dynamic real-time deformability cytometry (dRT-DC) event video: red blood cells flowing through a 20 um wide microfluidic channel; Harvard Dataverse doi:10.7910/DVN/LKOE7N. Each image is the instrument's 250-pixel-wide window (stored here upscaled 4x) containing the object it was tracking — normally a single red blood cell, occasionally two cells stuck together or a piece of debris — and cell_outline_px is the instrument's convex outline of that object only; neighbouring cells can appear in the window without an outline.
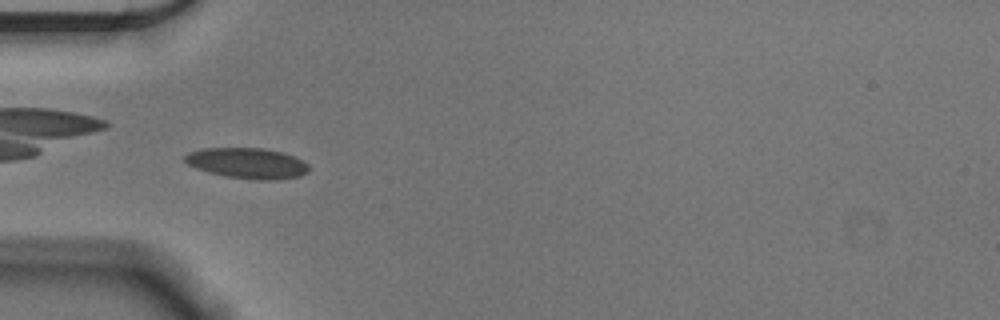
{"species": "Egyptian fruit bat (a non-hibernating species)", "species_latin": "Rousettus aegyptiacus", "temperature_condition": "cold", "stored_images_in_passage": 33, "camera_frame_rate_fps": 3000, "um_per_image_px": 0.085, "animal": {"sex": "male"}, "frame": {"image": 1, "passage_image": 2, "time_ms": 0.333, "image_size_px": [1000, 320], "cell_outline_px": [[308, 172], [300, 176], [268, 180], [256, 180], [224, 176], [208, 172], [196, 168], [188, 164], [184, 160], [184, 156], [188, 152], [204, 148], [264, 148], [284, 152], [308, 164]], "centroid_in_image_um": [21.0, 13.87], "position_along_channel_um": 64.0, "area_um2": 22.08}}
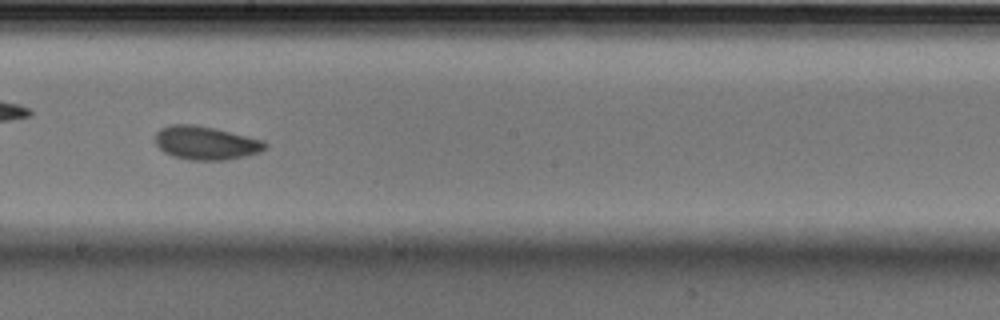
{"frame": {"image": 2, "passage_image": 16, "time_ms": 5.0, "image_size_px": [1000, 320], "cell_outline_px": [[268, 148], [260, 152], [248, 156], [228, 160], [188, 160], [172, 156], [164, 152], [156, 144], [156, 132], [160, 128], [172, 124], [192, 124], [216, 128], [264, 140], [268, 144]], "centroid_in_image_um": [17.54, 12.15], "position_along_channel_um": 230.7, "area_um2": 21.79}}
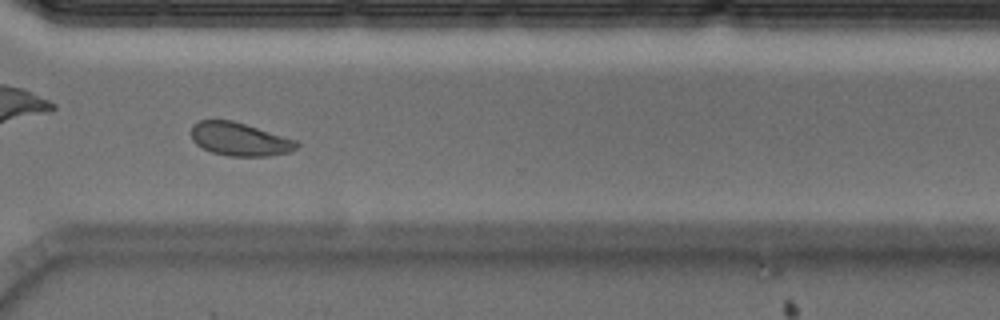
{"frame": {"image": 3, "passage_image": 26, "time_ms": 8.333, "image_size_px": [1000, 320], "cell_outline_px": [[300, 144], [292, 152], [268, 156], [228, 156], [212, 152], [196, 144], [192, 140], [192, 124], [200, 120], [232, 120], [296, 140]], "centroid_in_image_um": [20.37, 11.84], "position_along_channel_um": 350.2, "area_um2": 20.35}, "authors_computed_cell_mechanics": {"area_um2": 20.519, "velocity_mm_per_s": 3.5888, "shape_relaxation_time_tau1_ms": 4.0223, "shape_relaxation_time_tau2_ms": 2.748, "deformation_change_tau1": 0.0892, "deformation_change_tau2": 0.057}}